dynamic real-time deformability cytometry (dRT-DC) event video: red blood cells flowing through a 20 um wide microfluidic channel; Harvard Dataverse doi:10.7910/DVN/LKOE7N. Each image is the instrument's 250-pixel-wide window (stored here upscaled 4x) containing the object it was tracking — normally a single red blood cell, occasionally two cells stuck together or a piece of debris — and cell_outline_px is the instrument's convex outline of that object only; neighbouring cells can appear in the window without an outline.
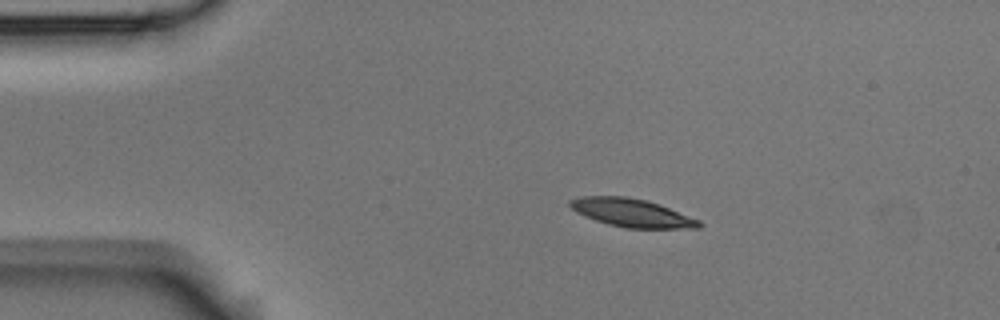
{"species": "Egyptian fruit bat (a non-hibernating species)", "species_latin": "Rousettus aegyptiacus", "temperature_condition": "room temperature", "stored_images_in_passage": 3, "camera_frame_rate_fps": 3000, "um_per_image_px": 0.085, "animal": {"sex": "male"}, "frame": {"image": 1, "passage_image": 2, "time_ms": 0.333, "image_size_px": [1000, 320], "cell_outline_px": [[704, 224], [700, 228], [624, 228], [608, 224], [584, 216], [576, 212], [568, 204], [568, 200], [580, 196], [628, 196], [644, 200], [668, 208], [700, 220]], "centroid_in_image_um": [53.67, 18.09], "position_along_channel_um": 31.3, "area_um2": 21.1}}